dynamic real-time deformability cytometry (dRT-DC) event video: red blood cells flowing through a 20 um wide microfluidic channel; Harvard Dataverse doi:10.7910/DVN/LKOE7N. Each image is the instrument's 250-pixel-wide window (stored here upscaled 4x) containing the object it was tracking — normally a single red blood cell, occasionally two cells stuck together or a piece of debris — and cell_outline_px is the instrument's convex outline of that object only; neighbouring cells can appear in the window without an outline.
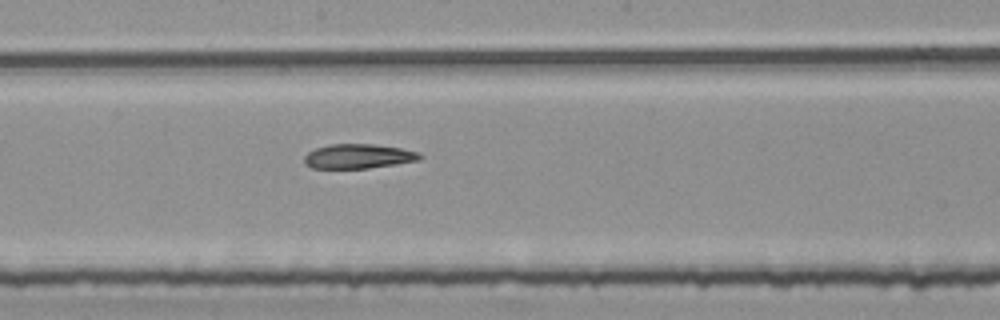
{"species": "common noctule bat (a hibernating species)", "species_latin": "Nyctalus noctula", "temperature_condition": "room temperature", "stored_images_in_passage": 7, "camera_frame_rate_fps": 3000, "um_per_image_px": 0.085, "animal": {"sex": "female", "body_mass_g": 25.1}, "frame": {"image": 1, "passage_image": 7, "time_ms": 2.0, "image_size_px": [1000, 320], "cell_outline_px": [[424, 156], [420, 160], [396, 164], [368, 168], [312, 168], [304, 164], [304, 156], [308, 152], [316, 148], [328, 144], [372, 144], [400, 148], [420, 152]], "centroid_in_image_um": [30.47, 13.28], "position_along_channel_um": 217.7, "area_um2": 16.59}}